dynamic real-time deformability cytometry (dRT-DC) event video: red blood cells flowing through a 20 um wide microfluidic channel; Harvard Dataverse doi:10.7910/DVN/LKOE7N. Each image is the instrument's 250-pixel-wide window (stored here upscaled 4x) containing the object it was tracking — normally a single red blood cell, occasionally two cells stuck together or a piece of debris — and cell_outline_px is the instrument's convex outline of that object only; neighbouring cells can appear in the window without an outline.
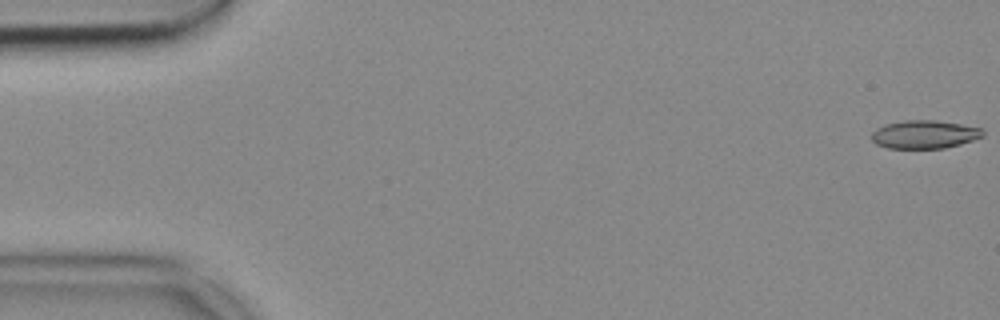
{"species": "common noctule bat (a hibernating species)", "species_latin": "Nyctalus noctula", "temperature_condition": "cold", "stored_images_in_passage": 53, "camera_frame_rate_fps": 3000, "um_per_image_px": 0.085, "animal": {"sex": "female", "body_mass_g": 18.4}, "frame": {"image": 1, "passage_image": 1, "time_ms": 0.0, "image_size_px": [1000, 320], "cell_outline_px": [[984, 136], [960, 144], [944, 148], [888, 148], [876, 144], [872, 140], [872, 132], [876, 128], [884, 124], [904, 120], [936, 120], [984, 128]], "centroid_in_image_um": [78.58, 11.41], "position_along_channel_um": 6.4, "area_um2": 18.38}}
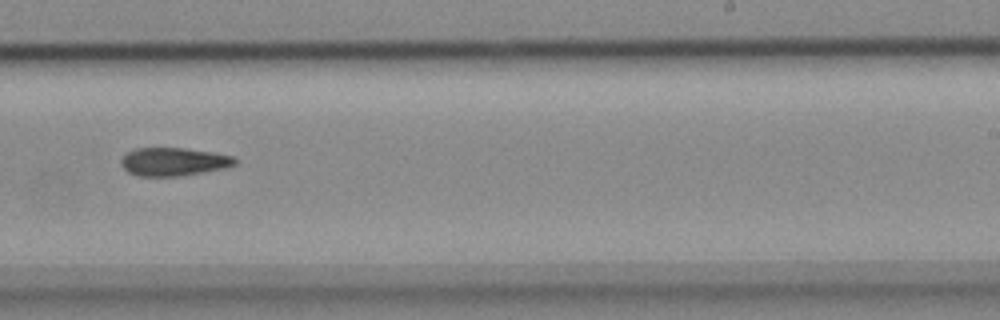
{"frame": {"image": 2, "passage_image": 33, "time_ms": 10.667, "image_size_px": [1000, 320], "cell_outline_px": [[240, 160], [236, 164], [228, 168], [180, 176], [136, 176], [128, 172], [120, 164], [120, 160], [128, 152], [136, 148], [184, 148], [212, 152], [236, 156]], "centroid_in_image_um": [14.82, 13.75], "position_along_channel_um": 274.2, "area_um2": 19.02}}
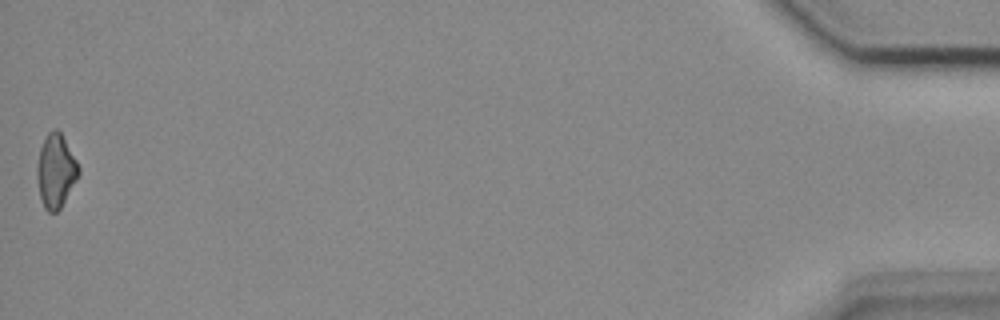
{"frame": {"image": 3, "passage_image": 53, "time_ms": 17.333, "image_size_px": [1000, 320], "cell_outline_px": [[80, 172], [76, 180], [60, 208], [56, 212], [48, 212], [44, 208], [40, 196], [36, 176], [36, 168], [40, 148], [48, 132], [52, 128], [56, 128], [60, 132], [76, 160], [80, 168]], "centroid_in_image_um": [4.72, 14.52], "position_along_channel_um": 430.5, "area_um2": 17.63}}